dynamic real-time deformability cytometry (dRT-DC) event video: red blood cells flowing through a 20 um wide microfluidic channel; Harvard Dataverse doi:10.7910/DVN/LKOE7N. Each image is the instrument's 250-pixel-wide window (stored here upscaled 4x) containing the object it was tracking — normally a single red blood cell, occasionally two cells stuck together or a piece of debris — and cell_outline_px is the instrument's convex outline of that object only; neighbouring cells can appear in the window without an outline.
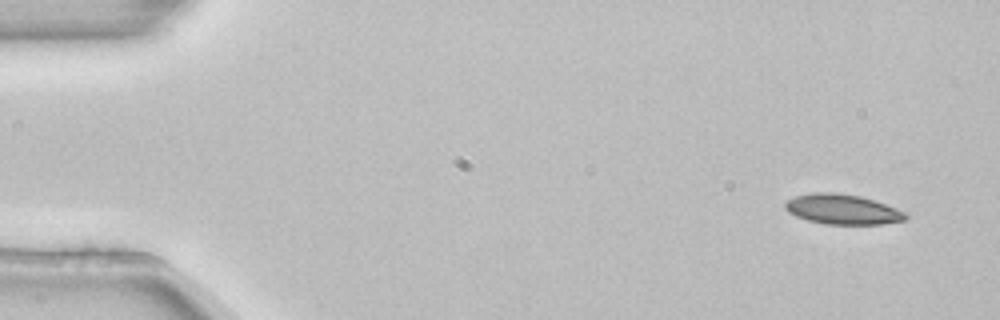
{"species": "common noctule bat (a hibernating species)", "species_latin": "Nyctalus noctula", "temperature_condition": "room temperature", "stored_images_in_passage": 4, "segment_of_instrument_passage": [2, 2], "camera_frame_rate_fps": 3000, "um_per_image_px": 0.085, "animal": {"sex": "female", "body_mass_g": 22.7, "forearm_length_mm": 54.2}, "frame": {"image": 1, "passage_image": 4, "time_ms": 1.0, "image_size_px": [1000, 320], "cell_outline_px": [[908, 216], [904, 220], [880, 224], [824, 224], [808, 220], [796, 216], [788, 212], [784, 208], [784, 204], [788, 200], [796, 196], [816, 192], [836, 192], [860, 196], [908, 212]], "centroid_in_image_um": [71.61, 17.79], "position_along_channel_um": 13.4, "area_um2": 20.98}}